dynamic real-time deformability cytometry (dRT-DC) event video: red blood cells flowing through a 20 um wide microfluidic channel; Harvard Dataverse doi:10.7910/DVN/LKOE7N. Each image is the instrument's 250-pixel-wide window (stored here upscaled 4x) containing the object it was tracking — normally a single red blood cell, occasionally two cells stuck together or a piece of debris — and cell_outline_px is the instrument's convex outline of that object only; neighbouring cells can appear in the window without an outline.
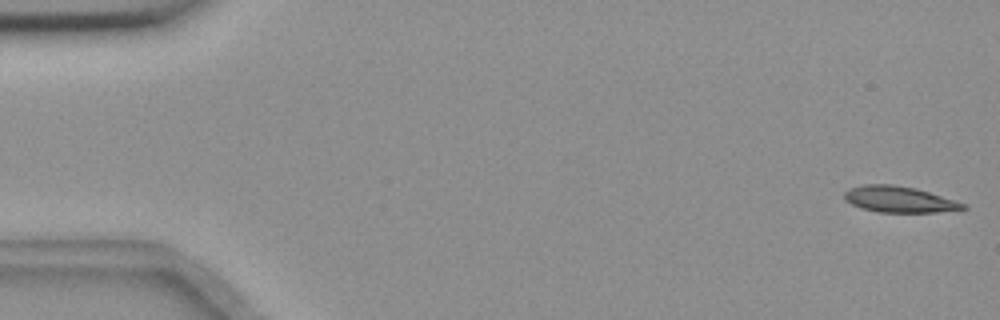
{"species": "common noctule bat (a hibernating species)", "species_latin": "Nyctalus noctula", "temperature_condition": "room temperature", "stored_images_in_passage": 55, "camera_frame_rate_fps": 3000, "um_per_image_px": 0.085, "animal": {"sex": "female", "body_mass_g": 18.4}, "frame": {"image": 1, "passage_image": 1, "time_ms": 0.0, "image_size_px": [1000, 320], "cell_outline_px": [[968, 208], [936, 212], [876, 212], [852, 204], [844, 200], [844, 192], [852, 188], [864, 184], [892, 184], [916, 188], [964, 204]], "centroid_in_image_um": [76.38, 16.94], "position_along_channel_um": 8.6, "area_um2": 17.69}}
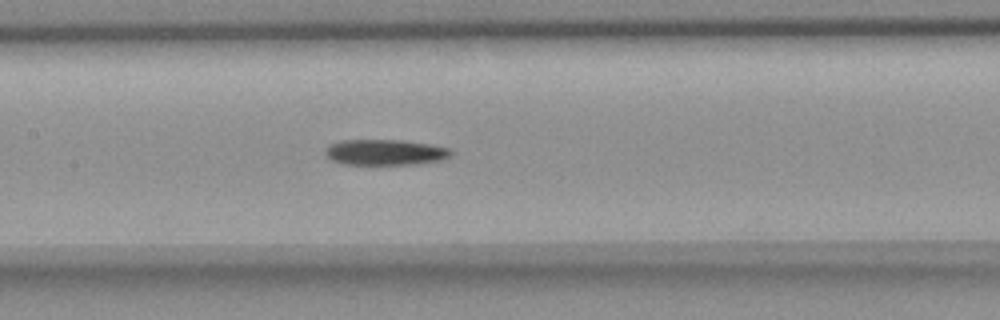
{"frame": {"image": 2, "passage_image": 26, "time_ms": 8.333, "image_size_px": [1000, 320], "cell_outline_px": [[452, 156], [440, 160], [420, 164], [344, 164], [332, 160], [324, 152], [332, 144], [344, 140], [400, 140], [428, 144], [448, 148], [452, 152]], "centroid_in_image_um": [32.78, 12.95], "position_along_channel_um": 174.6, "area_um2": 18.55}}
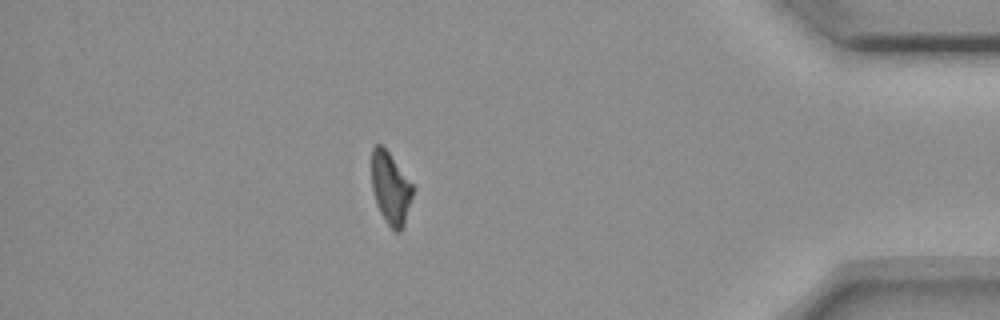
{"frame": {"image": 3, "passage_image": 48, "time_ms": 15.667, "image_size_px": [1000, 320], "cell_outline_px": [[416, 188], [404, 224], [400, 232], [396, 232], [388, 224], [380, 212], [376, 204], [372, 188], [372, 148], [376, 144], [380, 144], [388, 152]], "centroid_in_image_um": [33.22, 16.01], "position_along_channel_um": 402.0, "area_um2": 17.28}, "authors_computed_cell_mechanics": {"area_um2": 18.9006, "velocity_mm_per_s": 3.6704, "shape_relaxation_time_tau1_ms": 5.7336, "shape_relaxation_time_tau2_ms": null, "deformation_change_tau1": 0.1515, "deformation_change_tau2": null}}